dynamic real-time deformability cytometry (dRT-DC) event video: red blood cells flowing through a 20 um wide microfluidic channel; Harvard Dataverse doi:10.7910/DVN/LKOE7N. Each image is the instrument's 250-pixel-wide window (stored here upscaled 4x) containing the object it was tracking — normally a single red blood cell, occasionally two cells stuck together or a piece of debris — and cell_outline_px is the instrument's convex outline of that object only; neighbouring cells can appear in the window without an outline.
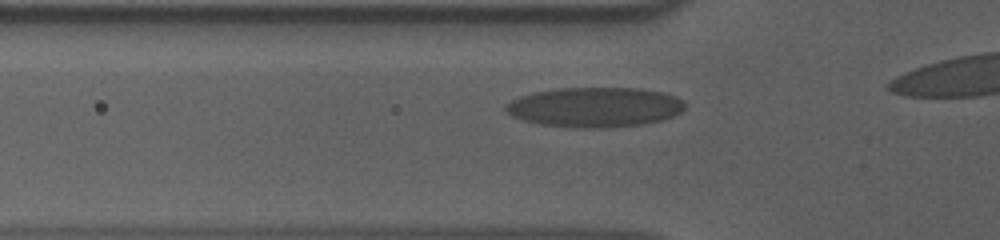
{"species": "human", "species_latin": "Homo sapiens", "temperature_condition": "cold", "stored_images_in_passage": 15, "camera_frame_rate_fps": 3000, "um_per_image_px": 0.085, "donor": {"sex": "male"}, "frame": {"image": 1, "passage_image": 9, "time_ms": 2.667, "image_size_px": [1000, 240], "cell_outline_px": [[684, 108], [680, 112], [664, 120], [644, 124], [612, 128], [568, 128], [540, 124], [524, 120], [512, 116], [504, 108], [504, 104], [520, 96], [536, 92], [556, 88], [640, 88], [664, 92], [676, 96], [684, 100]], "centroid_in_image_um": [50.58, 9.12], "position_along_channel_um": 75.2, "area_um2": 42.08}}
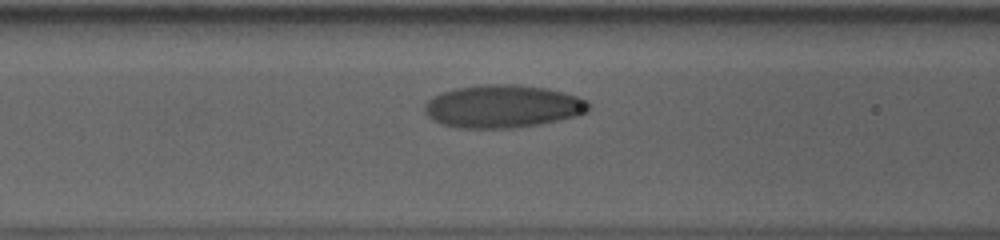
{"frame": {"image": 2, "passage_image": 13, "time_ms": 4.0, "image_size_px": [1000, 240], "cell_outline_px": [[592, 108], [588, 112], [576, 116], [540, 124], [512, 128], [456, 128], [432, 120], [424, 112], [424, 104], [432, 96], [456, 88], [484, 84], [516, 84], [548, 88], [564, 92], [588, 100], [592, 104]], "centroid_in_image_um": [42.77, 9.04], "position_along_channel_um": 123.8, "area_um2": 41.33}}